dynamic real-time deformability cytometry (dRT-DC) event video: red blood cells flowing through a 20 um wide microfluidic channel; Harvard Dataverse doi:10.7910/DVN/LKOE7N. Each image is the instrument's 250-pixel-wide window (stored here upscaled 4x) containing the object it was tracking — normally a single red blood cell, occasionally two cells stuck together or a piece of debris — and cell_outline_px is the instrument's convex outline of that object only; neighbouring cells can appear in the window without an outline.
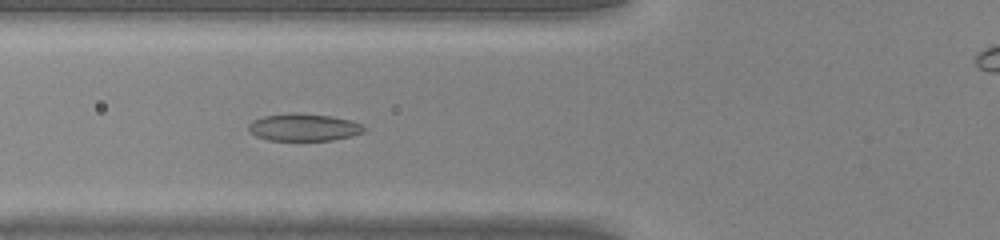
{"species": "common noctule bat (a hibernating species)", "species_latin": "Nyctalus noctula", "temperature_condition": "warm", "stored_images_in_passage": 45, "camera_frame_rate_fps": 3000, "um_per_image_px": 0.085, "animal": {"sex": "male", "body_mass_g": 20.0, "forearm_length_mm": 53.3}, "frame": {"image": 1, "passage_image": 17, "time_ms": 5.333, "image_size_px": [1000, 240], "cell_outline_px": [[368, 128], [364, 132], [352, 136], [332, 140], [268, 140], [256, 136], [248, 128], [248, 124], [252, 120], [264, 116], [292, 112], [332, 116], [352, 120]], "centroid_in_image_um": [25.85, 10.81], "position_along_channel_um": 100.0, "area_um2": 18.5}}
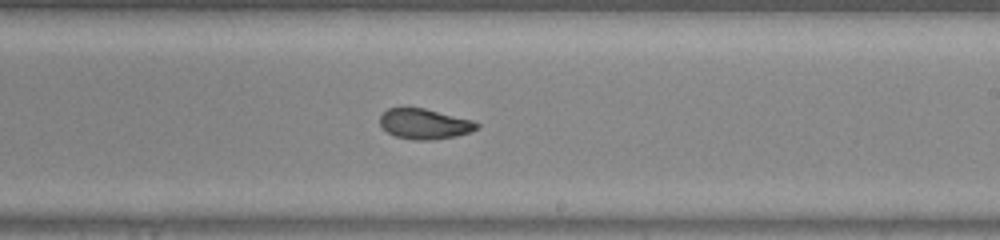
{"frame": {"image": 2, "passage_image": 27, "time_ms": 8.667, "image_size_px": [1000, 240], "cell_outline_px": [[480, 124], [476, 128], [468, 132], [456, 136], [432, 140], [412, 140], [396, 136], [388, 132], [380, 124], [380, 116], [388, 108], [424, 108], [472, 120]], "centroid_in_image_um": [36.07, 10.53], "position_along_channel_um": 252.9, "area_um2": 16.88}}
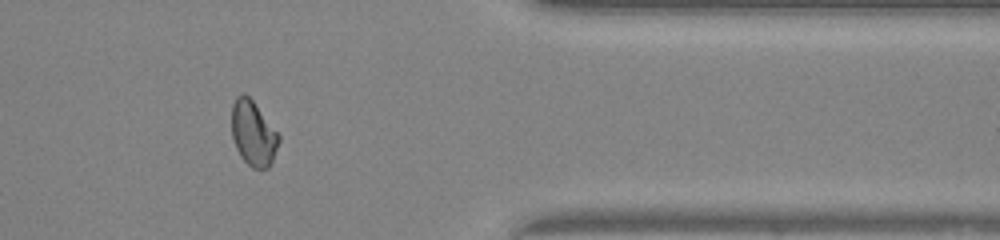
{"frame": {"image": 3, "passage_image": 37, "time_ms": 12.0, "image_size_px": [1000, 240], "cell_outline_px": [[280, 140], [272, 160], [268, 168], [252, 168], [240, 156], [236, 148], [232, 136], [232, 104], [236, 96], [244, 92], [252, 100], [280, 136]], "centroid_in_image_um": [21.51, 11.33], "position_along_channel_um": 389.9, "area_um2": 17.63}}